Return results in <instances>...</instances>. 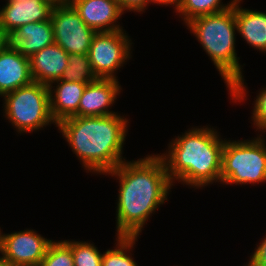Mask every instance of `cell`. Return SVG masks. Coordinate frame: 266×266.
I'll use <instances>...</instances> for the list:
<instances>
[{
    "mask_svg": "<svg viewBox=\"0 0 266 266\" xmlns=\"http://www.w3.org/2000/svg\"><path fill=\"white\" fill-rule=\"evenodd\" d=\"M216 129L193 128L173 139L165 154L160 155L165 162L169 179H175L193 188H202L220 182L222 140Z\"/></svg>",
    "mask_w": 266,
    "mask_h": 266,
    "instance_id": "3957f363",
    "label": "cell"
},
{
    "mask_svg": "<svg viewBox=\"0 0 266 266\" xmlns=\"http://www.w3.org/2000/svg\"><path fill=\"white\" fill-rule=\"evenodd\" d=\"M52 242L33 229L10 234L0 230V253L15 266H39Z\"/></svg>",
    "mask_w": 266,
    "mask_h": 266,
    "instance_id": "9c48e42d",
    "label": "cell"
},
{
    "mask_svg": "<svg viewBox=\"0 0 266 266\" xmlns=\"http://www.w3.org/2000/svg\"><path fill=\"white\" fill-rule=\"evenodd\" d=\"M32 82L29 58L7 43L0 51V97Z\"/></svg>",
    "mask_w": 266,
    "mask_h": 266,
    "instance_id": "4fadbf2b",
    "label": "cell"
},
{
    "mask_svg": "<svg viewBox=\"0 0 266 266\" xmlns=\"http://www.w3.org/2000/svg\"><path fill=\"white\" fill-rule=\"evenodd\" d=\"M234 1L223 4L222 0H181L177 13L186 24L198 16L223 12L232 7Z\"/></svg>",
    "mask_w": 266,
    "mask_h": 266,
    "instance_id": "ac0fdd59",
    "label": "cell"
},
{
    "mask_svg": "<svg viewBox=\"0 0 266 266\" xmlns=\"http://www.w3.org/2000/svg\"><path fill=\"white\" fill-rule=\"evenodd\" d=\"M72 250L74 266H102L103 253L93 243L63 240Z\"/></svg>",
    "mask_w": 266,
    "mask_h": 266,
    "instance_id": "44dd1931",
    "label": "cell"
},
{
    "mask_svg": "<svg viewBox=\"0 0 266 266\" xmlns=\"http://www.w3.org/2000/svg\"><path fill=\"white\" fill-rule=\"evenodd\" d=\"M58 0H8L0 9L1 27L7 37L24 24L50 20Z\"/></svg>",
    "mask_w": 266,
    "mask_h": 266,
    "instance_id": "30bf717a",
    "label": "cell"
},
{
    "mask_svg": "<svg viewBox=\"0 0 266 266\" xmlns=\"http://www.w3.org/2000/svg\"><path fill=\"white\" fill-rule=\"evenodd\" d=\"M68 53L55 42L30 58V73L34 82L49 86L60 80L68 65Z\"/></svg>",
    "mask_w": 266,
    "mask_h": 266,
    "instance_id": "5bb4252c",
    "label": "cell"
},
{
    "mask_svg": "<svg viewBox=\"0 0 266 266\" xmlns=\"http://www.w3.org/2000/svg\"><path fill=\"white\" fill-rule=\"evenodd\" d=\"M149 3L151 4V3H156V4H159V5H173V6H175L174 8H175V12H177V10H178V7H179V5H180V3H181V0H148V5H149Z\"/></svg>",
    "mask_w": 266,
    "mask_h": 266,
    "instance_id": "484cf974",
    "label": "cell"
},
{
    "mask_svg": "<svg viewBox=\"0 0 266 266\" xmlns=\"http://www.w3.org/2000/svg\"><path fill=\"white\" fill-rule=\"evenodd\" d=\"M4 116L17 132H33L50 124L57 125L50 111L47 85L32 82L3 96Z\"/></svg>",
    "mask_w": 266,
    "mask_h": 266,
    "instance_id": "8992f818",
    "label": "cell"
},
{
    "mask_svg": "<svg viewBox=\"0 0 266 266\" xmlns=\"http://www.w3.org/2000/svg\"><path fill=\"white\" fill-rule=\"evenodd\" d=\"M186 26L195 35L224 79L232 102L244 101L247 86L244 85L242 65L235 50V1L229 9L195 17L187 22Z\"/></svg>",
    "mask_w": 266,
    "mask_h": 266,
    "instance_id": "277c9868",
    "label": "cell"
},
{
    "mask_svg": "<svg viewBox=\"0 0 266 266\" xmlns=\"http://www.w3.org/2000/svg\"><path fill=\"white\" fill-rule=\"evenodd\" d=\"M53 83H57L55 89H52L55 87L52 86ZM86 85L87 83L57 80L48 86L50 111L57 124L63 119L72 117L78 111L80 99Z\"/></svg>",
    "mask_w": 266,
    "mask_h": 266,
    "instance_id": "2e32d148",
    "label": "cell"
},
{
    "mask_svg": "<svg viewBox=\"0 0 266 266\" xmlns=\"http://www.w3.org/2000/svg\"><path fill=\"white\" fill-rule=\"evenodd\" d=\"M79 13L83 22L96 32L123 30L116 24L125 12L117 0H68Z\"/></svg>",
    "mask_w": 266,
    "mask_h": 266,
    "instance_id": "7c38bea8",
    "label": "cell"
},
{
    "mask_svg": "<svg viewBox=\"0 0 266 266\" xmlns=\"http://www.w3.org/2000/svg\"><path fill=\"white\" fill-rule=\"evenodd\" d=\"M54 42L68 54H88L96 31L89 28L68 0H58L50 16Z\"/></svg>",
    "mask_w": 266,
    "mask_h": 266,
    "instance_id": "ba28073f",
    "label": "cell"
},
{
    "mask_svg": "<svg viewBox=\"0 0 266 266\" xmlns=\"http://www.w3.org/2000/svg\"><path fill=\"white\" fill-rule=\"evenodd\" d=\"M0 266H15V265H12L9 261L0 256Z\"/></svg>",
    "mask_w": 266,
    "mask_h": 266,
    "instance_id": "83f0119b",
    "label": "cell"
},
{
    "mask_svg": "<svg viewBox=\"0 0 266 266\" xmlns=\"http://www.w3.org/2000/svg\"><path fill=\"white\" fill-rule=\"evenodd\" d=\"M128 124V119L116 112L107 116H72L55 127L87 172L104 175L125 161L122 153Z\"/></svg>",
    "mask_w": 266,
    "mask_h": 266,
    "instance_id": "7a4b0ae2",
    "label": "cell"
},
{
    "mask_svg": "<svg viewBox=\"0 0 266 266\" xmlns=\"http://www.w3.org/2000/svg\"><path fill=\"white\" fill-rule=\"evenodd\" d=\"M11 44L23 56L30 58L54 43V33L51 20L24 24L9 37Z\"/></svg>",
    "mask_w": 266,
    "mask_h": 266,
    "instance_id": "9a60e30c",
    "label": "cell"
},
{
    "mask_svg": "<svg viewBox=\"0 0 266 266\" xmlns=\"http://www.w3.org/2000/svg\"><path fill=\"white\" fill-rule=\"evenodd\" d=\"M137 238L138 236H117L116 247L103 253L102 266H138L130 253Z\"/></svg>",
    "mask_w": 266,
    "mask_h": 266,
    "instance_id": "ffe728a7",
    "label": "cell"
},
{
    "mask_svg": "<svg viewBox=\"0 0 266 266\" xmlns=\"http://www.w3.org/2000/svg\"><path fill=\"white\" fill-rule=\"evenodd\" d=\"M252 112V121L260 132H266V88H262L256 97Z\"/></svg>",
    "mask_w": 266,
    "mask_h": 266,
    "instance_id": "603a6c76",
    "label": "cell"
},
{
    "mask_svg": "<svg viewBox=\"0 0 266 266\" xmlns=\"http://www.w3.org/2000/svg\"><path fill=\"white\" fill-rule=\"evenodd\" d=\"M258 245L245 266H266V237Z\"/></svg>",
    "mask_w": 266,
    "mask_h": 266,
    "instance_id": "cb8c5ba5",
    "label": "cell"
},
{
    "mask_svg": "<svg viewBox=\"0 0 266 266\" xmlns=\"http://www.w3.org/2000/svg\"><path fill=\"white\" fill-rule=\"evenodd\" d=\"M131 41L124 30L96 32L88 56L97 78L117 80L114 73L132 57Z\"/></svg>",
    "mask_w": 266,
    "mask_h": 266,
    "instance_id": "52a82bcc",
    "label": "cell"
},
{
    "mask_svg": "<svg viewBox=\"0 0 266 266\" xmlns=\"http://www.w3.org/2000/svg\"><path fill=\"white\" fill-rule=\"evenodd\" d=\"M122 90L118 79L98 78L92 83H87L78 111L73 116H107L116 114L109 111Z\"/></svg>",
    "mask_w": 266,
    "mask_h": 266,
    "instance_id": "8fae6325",
    "label": "cell"
},
{
    "mask_svg": "<svg viewBox=\"0 0 266 266\" xmlns=\"http://www.w3.org/2000/svg\"><path fill=\"white\" fill-rule=\"evenodd\" d=\"M68 65L60 80L92 83L96 79L88 54H69Z\"/></svg>",
    "mask_w": 266,
    "mask_h": 266,
    "instance_id": "d6986e66",
    "label": "cell"
},
{
    "mask_svg": "<svg viewBox=\"0 0 266 266\" xmlns=\"http://www.w3.org/2000/svg\"><path fill=\"white\" fill-rule=\"evenodd\" d=\"M220 182L226 185L266 182V143L263 135L259 134L253 140H225Z\"/></svg>",
    "mask_w": 266,
    "mask_h": 266,
    "instance_id": "5b68a950",
    "label": "cell"
},
{
    "mask_svg": "<svg viewBox=\"0 0 266 266\" xmlns=\"http://www.w3.org/2000/svg\"><path fill=\"white\" fill-rule=\"evenodd\" d=\"M122 11L142 13L148 6V0H117Z\"/></svg>",
    "mask_w": 266,
    "mask_h": 266,
    "instance_id": "d4e9b609",
    "label": "cell"
},
{
    "mask_svg": "<svg viewBox=\"0 0 266 266\" xmlns=\"http://www.w3.org/2000/svg\"><path fill=\"white\" fill-rule=\"evenodd\" d=\"M39 266H74L71 248L64 241H53Z\"/></svg>",
    "mask_w": 266,
    "mask_h": 266,
    "instance_id": "7402d4cb",
    "label": "cell"
},
{
    "mask_svg": "<svg viewBox=\"0 0 266 266\" xmlns=\"http://www.w3.org/2000/svg\"><path fill=\"white\" fill-rule=\"evenodd\" d=\"M7 43H8V37L3 32V29L1 27V18H0V51L5 47Z\"/></svg>",
    "mask_w": 266,
    "mask_h": 266,
    "instance_id": "4316f807",
    "label": "cell"
},
{
    "mask_svg": "<svg viewBox=\"0 0 266 266\" xmlns=\"http://www.w3.org/2000/svg\"><path fill=\"white\" fill-rule=\"evenodd\" d=\"M119 180L117 236H138L149 217L167 200L173 183L159 154L123 161L104 174Z\"/></svg>",
    "mask_w": 266,
    "mask_h": 266,
    "instance_id": "6da1fadb",
    "label": "cell"
},
{
    "mask_svg": "<svg viewBox=\"0 0 266 266\" xmlns=\"http://www.w3.org/2000/svg\"><path fill=\"white\" fill-rule=\"evenodd\" d=\"M242 0H235V20L237 33L247 44L266 52V13L240 7Z\"/></svg>",
    "mask_w": 266,
    "mask_h": 266,
    "instance_id": "e0dca14e",
    "label": "cell"
}]
</instances>
